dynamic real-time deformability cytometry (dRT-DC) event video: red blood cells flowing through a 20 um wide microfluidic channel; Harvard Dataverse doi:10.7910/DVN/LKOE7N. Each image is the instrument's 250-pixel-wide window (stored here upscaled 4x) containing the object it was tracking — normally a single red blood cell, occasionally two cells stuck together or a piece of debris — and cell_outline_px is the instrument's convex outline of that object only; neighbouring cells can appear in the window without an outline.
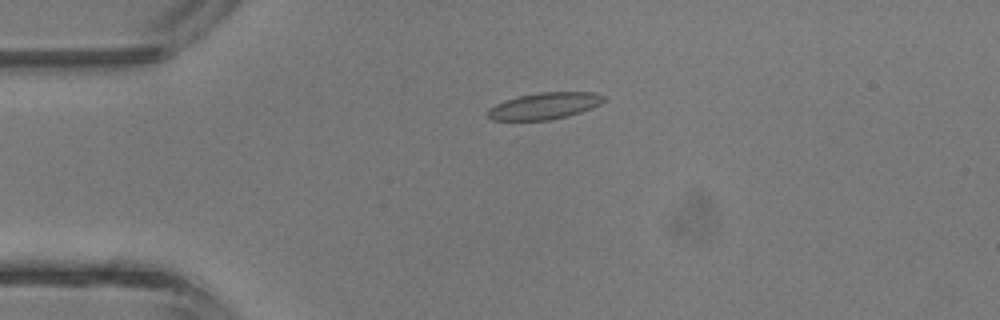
{"species": "common noctule bat (a hibernating species)", "species_latin": "Nyctalus noctula", "temperature_condition": "room temperature", "stored_images_in_passage": 6, "camera_frame_rate_fps": 3000, "um_per_image_px": 0.085, "animal": {"sex": "male", "body_mass_g": 13.3}, "frame": {"image": 1, "passage_image": 4, "time_ms": 3.333, "image_size_px": [1000, 320], "cell_outline_px": [[608, 96], [600, 104], [592, 108], [568, 116], [552, 120], [492, 120], [484, 112], [488, 108], [496, 104], [520, 96], [540, 92], [596, 92]], "centroid_in_image_um": [46.31, 9.0], "position_along_channel_um": 38.7, "area_um2": 18.09}}
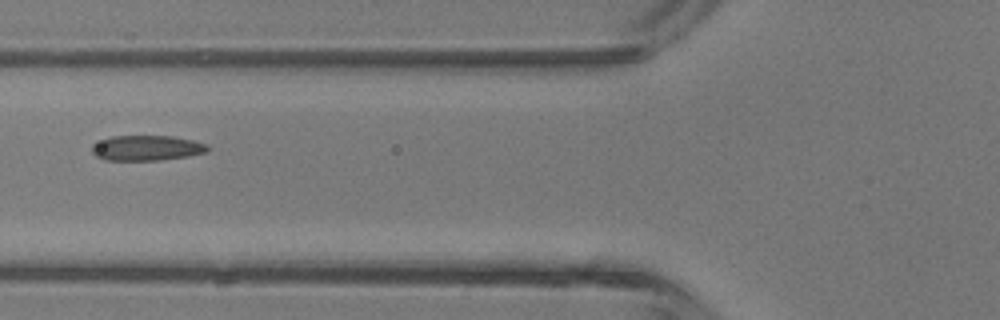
{"frame": {"image": 2, "passage_image": 6, "time_ms": 5.667, "image_size_px": [1000, 320], "cell_outline_px": [[208, 152], [188, 156], [160, 160], [104, 160], [96, 156], [92, 152], [92, 144], [100, 140], [112, 136], [172, 136], [192, 140], [208, 144]], "centroid_in_image_um": [12.47, 12.58], "position_along_channel_um": 113.3, "area_um2": 17.05}}